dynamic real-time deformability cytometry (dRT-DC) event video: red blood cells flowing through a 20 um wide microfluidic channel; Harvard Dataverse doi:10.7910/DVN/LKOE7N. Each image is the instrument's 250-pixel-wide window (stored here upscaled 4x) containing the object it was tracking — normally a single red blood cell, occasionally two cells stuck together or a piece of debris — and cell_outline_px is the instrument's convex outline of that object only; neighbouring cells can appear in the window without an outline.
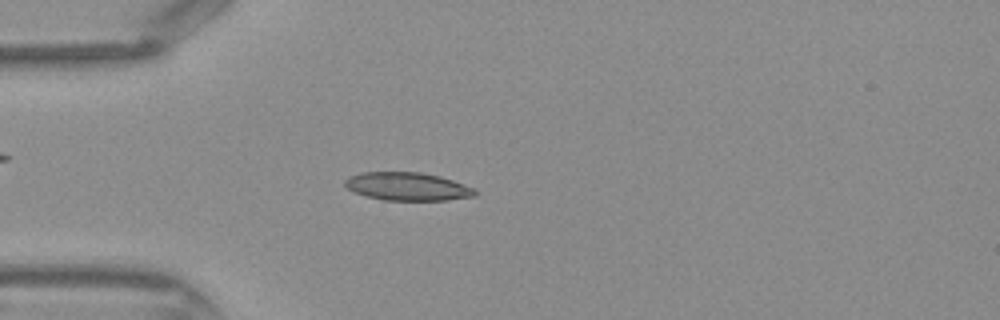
{"species": "Egyptian fruit bat (a non-hibernating species)", "species_latin": "Rousettus aegyptiacus", "temperature_condition": "warm", "stored_images_in_passage": 42, "camera_frame_rate_fps": 3000, "um_per_image_px": 0.085, "frame": {"image": 1, "passage_image": 11, "time_ms": 3.333, "image_size_px": [1000, 320], "cell_outline_px": [[476, 196], [448, 200], [384, 200], [368, 196], [356, 192], [348, 188], [344, 184], [344, 180], [348, 176], [364, 172], [420, 172], [440, 176], [476, 188]], "centroid_in_image_um": [34.67, 15.84], "position_along_channel_um": 50.3, "area_um2": 21.27}}
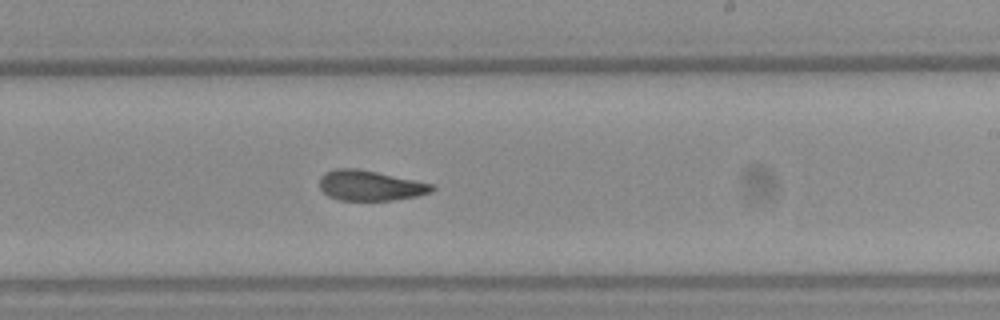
{"frame": {"image": 2, "passage_image": 25, "time_ms": 8.0, "image_size_px": [1000, 320], "cell_outline_px": [[436, 188], [432, 192], [416, 196], [392, 200], [340, 200], [328, 196], [320, 188], [320, 176], [324, 172], [336, 168], [356, 168], [376, 172], [432, 184]], "centroid_in_image_um": [31.43, 15.77], "position_along_channel_um": 257.6, "area_um2": 19.65}}
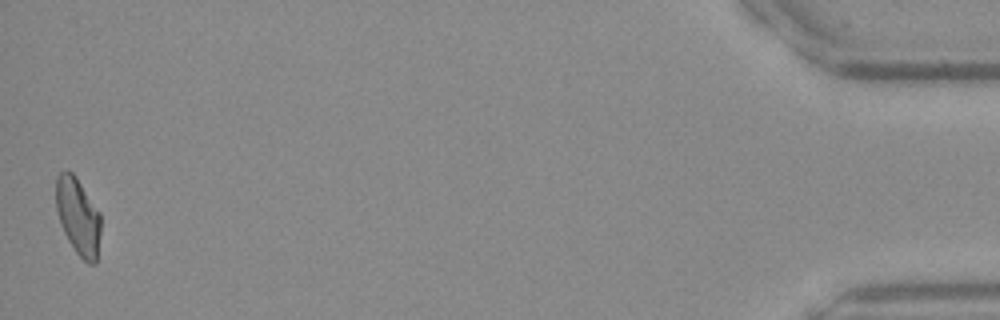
{"frame": {"image": 3, "passage_image": 42, "time_ms": 13.667, "image_size_px": [1000, 320], "cell_outline_px": [[100, 232], [96, 264], [88, 264], [76, 252], [68, 240], [60, 224], [56, 208], [56, 176], [60, 172], [72, 172], [76, 176], [100, 212]], "centroid_in_image_um": [6.64, 18.39], "position_along_channel_um": 428.6, "area_um2": 20.06}}